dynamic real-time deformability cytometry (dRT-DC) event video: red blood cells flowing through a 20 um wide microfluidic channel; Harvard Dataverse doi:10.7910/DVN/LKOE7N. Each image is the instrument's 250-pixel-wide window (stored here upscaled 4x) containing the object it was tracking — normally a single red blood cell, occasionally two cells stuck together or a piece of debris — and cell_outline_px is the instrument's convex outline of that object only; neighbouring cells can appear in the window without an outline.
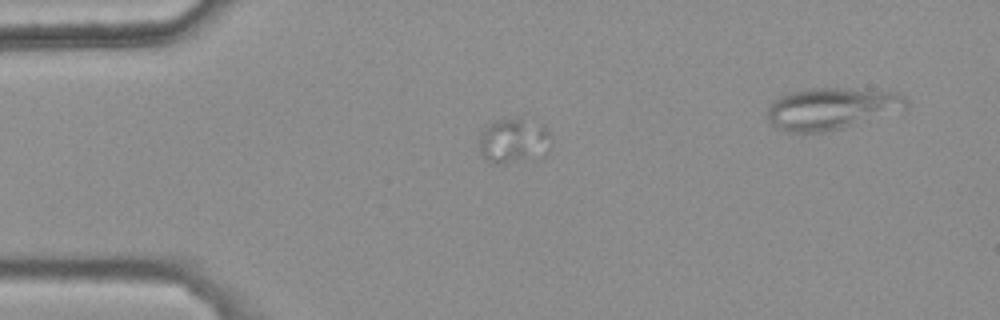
{"species": "common noctule bat (a hibernating species)", "species_latin": "Nyctalus noctula", "temperature_condition": "warm", "stored_images_in_passage": 39, "camera_frame_rate_fps": 3000, "um_per_image_px": 0.085, "animal": {"sex": "female", "body_mass_g": 25.1}, "frame": {"image": 1, "passage_image": 2, "time_ms": 0.333, "image_size_px": [1000, 320], "cell_outline_px": [[552, 144], [548, 152], [544, 156], [504, 164], [492, 164], [480, 152], [480, 132], [492, 120], [520, 116], [544, 124], [552, 136]], "centroid_in_image_um": [43.72, 11.92], "position_along_channel_um": 41.3, "area_um2": 19.77}}
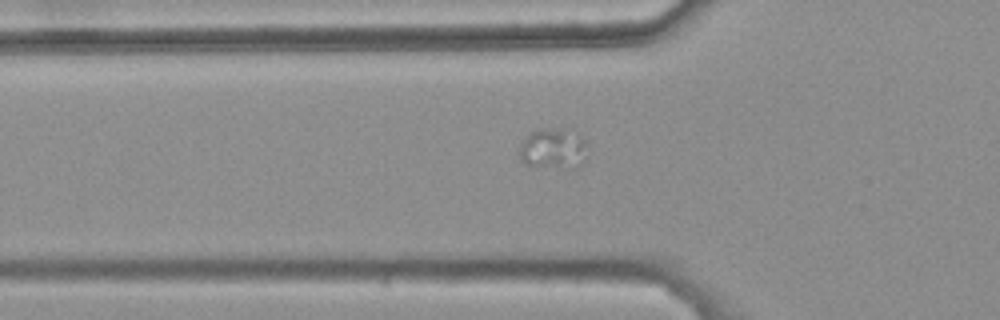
{"frame": {"image": 2, "passage_image": 7, "time_ms": 2.0, "image_size_px": [1000, 320], "cell_outline_px": [[588, 144], [584, 160], [580, 168], [560, 168], [524, 164], [520, 160], [520, 144], [532, 132], [540, 128], [560, 128], [580, 136]], "centroid_in_image_um": [47.05, 12.66], "position_along_channel_um": 78.8, "area_um2": 16.13}}